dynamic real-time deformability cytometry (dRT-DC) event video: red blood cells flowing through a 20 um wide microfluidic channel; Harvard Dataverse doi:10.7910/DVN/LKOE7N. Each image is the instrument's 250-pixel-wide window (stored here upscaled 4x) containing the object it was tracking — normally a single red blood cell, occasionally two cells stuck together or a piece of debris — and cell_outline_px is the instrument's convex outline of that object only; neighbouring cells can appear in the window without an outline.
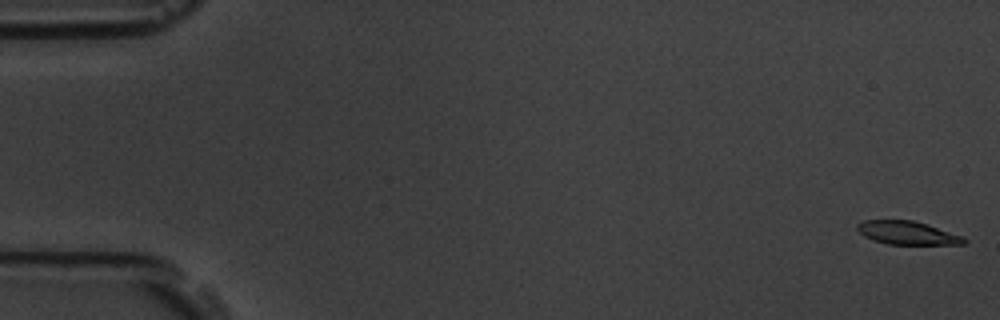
{"species": "common noctule bat (a hibernating species)", "species_latin": "Nyctalus noctula", "temperature_condition": "room temperature", "stored_images_in_passage": 6, "camera_frame_rate_fps": 3000, "um_per_image_px": 0.085, "animal": {"sex": "male", "body_mass_g": 19.5, "forearm_length_mm": 54.6}, "frame": {"image": 1, "passage_image": 1, "time_ms": 0.0, "image_size_px": [1000, 320], "cell_outline_px": [[968, 240], [964, 244], [888, 244], [872, 240], [864, 236], [856, 228], [856, 224], [864, 220], [912, 220], [928, 224], [964, 236]], "centroid_in_image_um": [77.14, 19.79], "position_along_channel_um": 7.9, "area_um2": 14.62}}
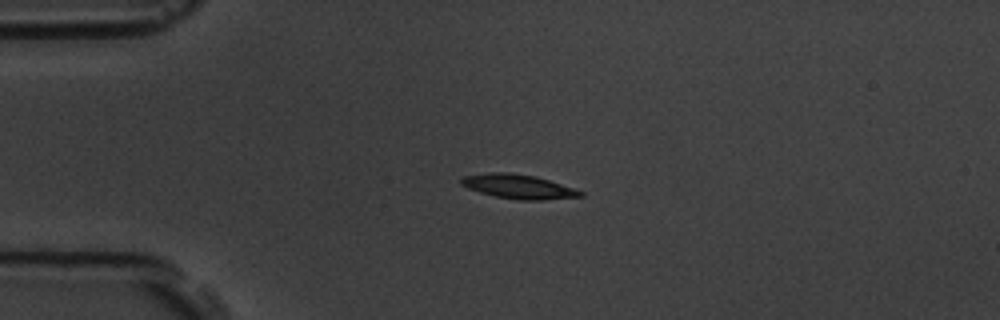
{"frame": {"image": 2, "passage_image": 4, "time_ms": 1.0, "image_size_px": [1000, 320], "cell_outline_px": [[584, 196], [544, 200], [520, 200], [496, 196], [480, 192], [468, 188], [460, 184], [460, 180], [464, 176], [492, 172], [508, 172], [536, 176], [584, 192]], "centroid_in_image_um": [44.06, 15.86], "position_along_channel_um": 40.9, "area_um2": 16.65}}
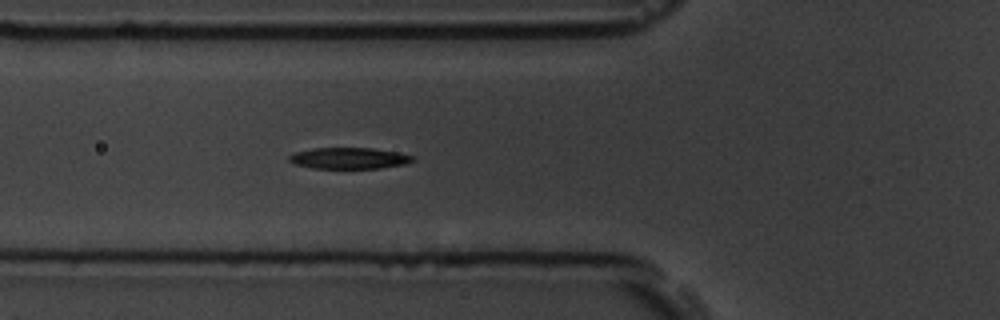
{"frame": {"image": 3, "passage_image": 6, "time_ms": 1.667, "image_size_px": [1000, 320], "cell_outline_px": [[416, 160], [408, 164], [380, 168], [312, 168], [296, 164], [288, 160], [288, 156], [296, 152], [312, 148], [372, 148], [396, 152], [416, 156]], "centroid_in_image_um": [29.73, 13.45], "position_along_channel_um": 96.1, "area_um2": 15.37}}